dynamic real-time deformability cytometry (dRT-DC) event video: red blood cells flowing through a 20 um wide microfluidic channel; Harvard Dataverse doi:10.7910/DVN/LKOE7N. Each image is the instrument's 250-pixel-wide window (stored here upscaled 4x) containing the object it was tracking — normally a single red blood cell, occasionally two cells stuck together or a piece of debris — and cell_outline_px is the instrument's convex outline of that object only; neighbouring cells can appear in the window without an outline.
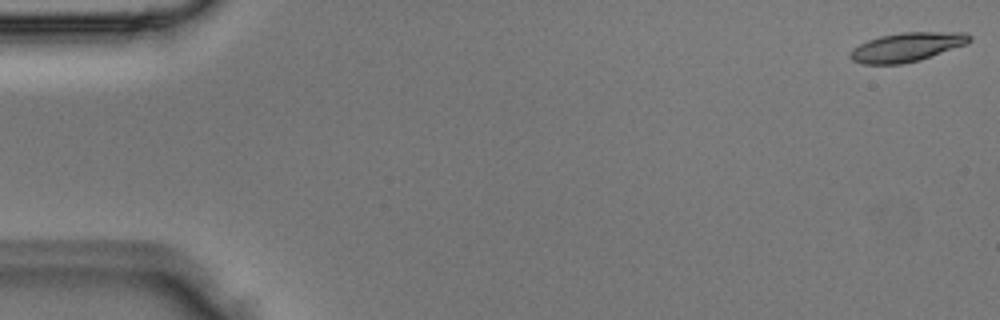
{"species": "Egyptian fruit bat (a non-hibernating species)", "species_latin": "Rousettus aegyptiacus", "temperature_condition": "room temperature", "stored_images_in_passage": 4, "camera_frame_rate_fps": 3000, "um_per_image_px": 0.085, "animal": {"sex": "male"}, "frame": {"image": 1, "passage_image": 1, "time_ms": 0.0, "image_size_px": [1000, 320], "cell_outline_px": [[972, 40], [968, 44], [920, 60], [900, 64], [860, 64], [852, 60], [848, 56], [848, 52], [852, 48], [868, 40], [880, 36], [900, 32], [964, 32], [972, 36]], "centroid_in_image_um": [77.08, 4.0], "position_along_channel_um": 7.9, "area_um2": 20.46}}